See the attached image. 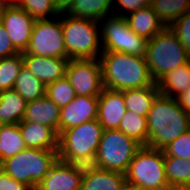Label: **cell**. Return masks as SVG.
Listing matches in <instances>:
<instances>
[{
    "label": "cell",
    "instance_id": "1",
    "mask_svg": "<svg viewBox=\"0 0 190 190\" xmlns=\"http://www.w3.org/2000/svg\"><path fill=\"white\" fill-rule=\"evenodd\" d=\"M99 59L106 89L123 91L157 85L145 57L123 52H102Z\"/></svg>",
    "mask_w": 190,
    "mask_h": 190
},
{
    "label": "cell",
    "instance_id": "2",
    "mask_svg": "<svg viewBox=\"0 0 190 190\" xmlns=\"http://www.w3.org/2000/svg\"><path fill=\"white\" fill-rule=\"evenodd\" d=\"M147 146L162 150L170 142L190 130V116L176 98L159 94L147 116Z\"/></svg>",
    "mask_w": 190,
    "mask_h": 190
},
{
    "label": "cell",
    "instance_id": "3",
    "mask_svg": "<svg viewBox=\"0 0 190 190\" xmlns=\"http://www.w3.org/2000/svg\"><path fill=\"white\" fill-rule=\"evenodd\" d=\"M61 25L69 59L100 58L102 46L98 21L73 17L62 10Z\"/></svg>",
    "mask_w": 190,
    "mask_h": 190
},
{
    "label": "cell",
    "instance_id": "4",
    "mask_svg": "<svg viewBox=\"0 0 190 190\" xmlns=\"http://www.w3.org/2000/svg\"><path fill=\"white\" fill-rule=\"evenodd\" d=\"M145 58L156 83L169 71L190 62V55L169 27L148 40Z\"/></svg>",
    "mask_w": 190,
    "mask_h": 190
},
{
    "label": "cell",
    "instance_id": "5",
    "mask_svg": "<svg viewBox=\"0 0 190 190\" xmlns=\"http://www.w3.org/2000/svg\"><path fill=\"white\" fill-rule=\"evenodd\" d=\"M58 159V150L26 148L0 163V167L16 181L37 186Z\"/></svg>",
    "mask_w": 190,
    "mask_h": 190
},
{
    "label": "cell",
    "instance_id": "6",
    "mask_svg": "<svg viewBox=\"0 0 190 190\" xmlns=\"http://www.w3.org/2000/svg\"><path fill=\"white\" fill-rule=\"evenodd\" d=\"M125 179L142 190H164L168 187L163 150L142 146L130 162Z\"/></svg>",
    "mask_w": 190,
    "mask_h": 190
},
{
    "label": "cell",
    "instance_id": "7",
    "mask_svg": "<svg viewBox=\"0 0 190 190\" xmlns=\"http://www.w3.org/2000/svg\"><path fill=\"white\" fill-rule=\"evenodd\" d=\"M100 41L102 52H123L145 57L148 40L135 34L125 17L111 14L101 21Z\"/></svg>",
    "mask_w": 190,
    "mask_h": 190
},
{
    "label": "cell",
    "instance_id": "8",
    "mask_svg": "<svg viewBox=\"0 0 190 190\" xmlns=\"http://www.w3.org/2000/svg\"><path fill=\"white\" fill-rule=\"evenodd\" d=\"M142 147L119 130H104L97 150L103 169L126 173L130 162Z\"/></svg>",
    "mask_w": 190,
    "mask_h": 190
},
{
    "label": "cell",
    "instance_id": "9",
    "mask_svg": "<svg viewBox=\"0 0 190 190\" xmlns=\"http://www.w3.org/2000/svg\"><path fill=\"white\" fill-rule=\"evenodd\" d=\"M60 18L35 20L27 49L22 54L68 58Z\"/></svg>",
    "mask_w": 190,
    "mask_h": 190
},
{
    "label": "cell",
    "instance_id": "10",
    "mask_svg": "<svg viewBox=\"0 0 190 190\" xmlns=\"http://www.w3.org/2000/svg\"><path fill=\"white\" fill-rule=\"evenodd\" d=\"M103 132L97 119L64 130L59 135L58 157H81L97 153Z\"/></svg>",
    "mask_w": 190,
    "mask_h": 190
},
{
    "label": "cell",
    "instance_id": "11",
    "mask_svg": "<svg viewBox=\"0 0 190 190\" xmlns=\"http://www.w3.org/2000/svg\"><path fill=\"white\" fill-rule=\"evenodd\" d=\"M65 77L79 96H99L104 89L99 58L69 59Z\"/></svg>",
    "mask_w": 190,
    "mask_h": 190
},
{
    "label": "cell",
    "instance_id": "12",
    "mask_svg": "<svg viewBox=\"0 0 190 190\" xmlns=\"http://www.w3.org/2000/svg\"><path fill=\"white\" fill-rule=\"evenodd\" d=\"M0 23L6 29L14 48L23 53L28 47L35 19L16 3H6L0 14Z\"/></svg>",
    "mask_w": 190,
    "mask_h": 190
},
{
    "label": "cell",
    "instance_id": "13",
    "mask_svg": "<svg viewBox=\"0 0 190 190\" xmlns=\"http://www.w3.org/2000/svg\"><path fill=\"white\" fill-rule=\"evenodd\" d=\"M60 134L69 128L79 126L98 117V96L76 97L60 108Z\"/></svg>",
    "mask_w": 190,
    "mask_h": 190
},
{
    "label": "cell",
    "instance_id": "14",
    "mask_svg": "<svg viewBox=\"0 0 190 190\" xmlns=\"http://www.w3.org/2000/svg\"><path fill=\"white\" fill-rule=\"evenodd\" d=\"M126 111L123 91L102 90L98 96L97 120L104 130H118Z\"/></svg>",
    "mask_w": 190,
    "mask_h": 190
},
{
    "label": "cell",
    "instance_id": "15",
    "mask_svg": "<svg viewBox=\"0 0 190 190\" xmlns=\"http://www.w3.org/2000/svg\"><path fill=\"white\" fill-rule=\"evenodd\" d=\"M24 66L45 86L65 77L69 58L22 54Z\"/></svg>",
    "mask_w": 190,
    "mask_h": 190
},
{
    "label": "cell",
    "instance_id": "16",
    "mask_svg": "<svg viewBox=\"0 0 190 190\" xmlns=\"http://www.w3.org/2000/svg\"><path fill=\"white\" fill-rule=\"evenodd\" d=\"M18 125L27 148L58 150L59 134L53 128L24 120Z\"/></svg>",
    "mask_w": 190,
    "mask_h": 190
},
{
    "label": "cell",
    "instance_id": "17",
    "mask_svg": "<svg viewBox=\"0 0 190 190\" xmlns=\"http://www.w3.org/2000/svg\"><path fill=\"white\" fill-rule=\"evenodd\" d=\"M82 179L65 161L57 159L37 186L42 190H81Z\"/></svg>",
    "mask_w": 190,
    "mask_h": 190
},
{
    "label": "cell",
    "instance_id": "18",
    "mask_svg": "<svg viewBox=\"0 0 190 190\" xmlns=\"http://www.w3.org/2000/svg\"><path fill=\"white\" fill-rule=\"evenodd\" d=\"M60 113V108L45 95L27 102L22 120L47 125L60 135Z\"/></svg>",
    "mask_w": 190,
    "mask_h": 190
},
{
    "label": "cell",
    "instance_id": "19",
    "mask_svg": "<svg viewBox=\"0 0 190 190\" xmlns=\"http://www.w3.org/2000/svg\"><path fill=\"white\" fill-rule=\"evenodd\" d=\"M125 18L130 29L147 40L152 39L157 33L166 28L153 11L151 5L140 8L128 14Z\"/></svg>",
    "mask_w": 190,
    "mask_h": 190
},
{
    "label": "cell",
    "instance_id": "20",
    "mask_svg": "<svg viewBox=\"0 0 190 190\" xmlns=\"http://www.w3.org/2000/svg\"><path fill=\"white\" fill-rule=\"evenodd\" d=\"M112 9L113 0H73L63 11L73 17L99 22L111 15Z\"/></svg>",
    "mask_w": 190,
    "mask_h": 190
},
{
    "label": "cell",
    "instance_id": "21",
    "mask_svg": "<svg viewBox=\"0 0 190 190\" xmlns=\"http://www.w3.org/2000/svg\"><path fill=\"white\" fill-rule=\"evenodd\" d=\"M159 94L158 85L123 90L126 109L137 115L147 117L154 100Z\"/></svg>",
    "mask_w": 190,
    "mask_h": 190
},
{
    "label": "cell",
    "instance_id": "22",
    "mask_svg": "<svg viewBox=\"0 0 190 190\" xmlns=\"http://www.w3.org/2000/svg\"><path fill=\"white\" fill-rule=\"evenodd\" d=\"M162 95L176 98L190 87V62L169 71L157 82Z\"/></svg>",
    "mask_w": 190,
    "mask_h": 190
},
{
    "label": "cell",
    "instance_id": "23",
    "mask_svg": "<svg viewBox=\"0 0 190 190\" xmlns=\"http://www.w3.org/2000/svg\"><path fill=\"white\" fill-rule=\"evenodd\" d=\"M27 102L14 90L0 92V122L19 124L24 116Z\"/></svg>",
    "mask_w": 190,
    "mask_h": 190
},
{
    "label": "cell",
    "instance_id": "24",
    "mask_svg": "<svg viewBox=\"0 0 190 190\" xmlns=\"http://www.w3.org/2000/svg\"><path fill=\"white\" fill-rule=\"evenodd\" d=\"M125 181L124 173L102 169L83 177L81 190H120Z\"/></svg>",
    "mask_w": 190,
    "mask_h": 190
},
{
    "label": "cell",
    "instance_id": "25",
    "mask_svg": "<svg viewBox=\"0 0 190 190\" xmlns=\"http://www.w3.org/2000/svg\"><path fill=\"white\" fill-rule=\"evenodd\" d=\"M18 124H3L0 129V163L26 149Z\"/></svg>",
    "mask_w": 190,
    "mask_h": 190
},
{
    "label": "cell",
    "instance_id": "26",
    "mask_svg": "<svg viewBox=\"0 0 190 190\" xmlns=\"http://www.w3.org/2000/svg\"><path fill=\"white\" fill-rule=\"evenodd\" d=\"M26 101H34L45 96V84L36 78L24 65L21 68L13 88Z\"/></svg>",
    "mask_w": 190,
    "mask_h": 190
},
{
    "label": "cell",
    "instance_id": "27",
    "mask_svg": "<svg viewBox=\"0 0 190 190\" xmlns=\"http://www.w3.org/2000/svg\"><path fill=\"white\" fill-rule=\"evenodd\" d=\"M150 5L163 25L168 28L190 9V0H153Z\"/></svg>",
    "mask_w": 190,
    "mask_h": 190
},
{
    "label": "cell",
    "instance_id": "28",
    "mask_svg": "<svg viewBox=\"0 0 190 190\" xmlns=\"http://www.w3.org/2000/svg\"><path fill=\"white\" fill-rule=\"evenodd\" d=\"M164 169L169 186L190 187V159L164 154Z\"/></svg>",
    "mask_w": 190,
    "mask_h": 190
},
{
    "label": "cell",
    "instance_id": "29",
    "mask_svg": "<svg viewBox=\"0 0 190 190\" xmlns=\"http://www.w3.org/2000/svg\"><path fill=\"white\" fill-rule=\"evenodd\" d=\"M119 131H122L128 137L133 138L142 146L148 143V122L147 117L137 115L127 110L124 117L120 121Z\"/></svg>",
    "mask_w": 190,
    "mask_h": 190
},
{
    "label": "cell",
    "instance_id": "30",
    "mask_svg": "<svg viewBox=\"0 0 190 190\" xmlns=\"http://www.w3.org/2000/svg\"><path fill=\"white\" fill-rule=\"evenodd\" d=\"M17 4L35 20L52 19L62 12L55 0H20Z\"/></svg>",
    "mask_w": 190,
    "mask_h": 190
},
{
    "label": "cell",
    "instance_id": "31",
    "mask_svg": "<svg viewBox=\"0 0 190 190\" xmlns=\"http://www.w3.org/2000/svg\"><path fill=\"white\" fill-rule=\"evenodd\" d=\"M23 65L22 53L0 59V92L14 88Z\"/></svg>",
    "mask_w": 190,
    "mask_h": 190
},
{
    "label": "cell",
    "instance_id": "32",
    "mask_svg": "<svg viewBox=\"0 0 190 190\" xmlns=\"http://www.w3.org/2000/svg\"><path fill=\"white\" fill-rule=\"evenodd\" d=\"M45 95L59 108L65 107L76 97L75 90L66 77L46 85Z\"/></svg>",
    "mask_w": 190,
    "mask_h": 190
},
{
    "label": "cell",
    "instance_id": "33",
    "mask_svg": "<svg viewBox=\"0 0 190 190\" xmlns=\"http://www.w3.org/2000/svg\"><path fill=\"white\" fill-rule=\"evenodd\" d=\"M58 159L65 161L82 178L103 169L97 153H91L81 157H58Z\"/></svg>",
    "mask_w": 190,
    "mask_h": 190
},
{
    "label": "cell",
    "instance_id": "34",
    "mask_svg": "<svg viewBox=\"0 0 190 190\" xmlns=\"http://www.w3.org/2000/svg\"><path fill=\"white\" fill-rule=\"evenodd\" d=\"M162 150L167 156L190 159V130L170 142Z\"/></svg>",
    "mask_w": 190,
    "mask_h": 190
},
{
    "label": "cell",
    "instance_id": "35",
    "mask_svg": "<svg viewBox=\"0 0 190 190\" xmlns=\"http://www.w3.org/2000/svg\"><path fill=\"white\" fill-rule=\"evenodd\" d=\"M169 29L178 37L180 43L190 55V9L178 18Z\"/></svg>",
    "mask_w": 190,
    "mask_h": 190
},
{
    "label": "cell",
    "instance_id": "36",
    "mask_svg": "<svg viewBox=\"0 0 190 190\" xmlns=\"http://www.w3.org/2000/svg\"><path fill=\"white\" fill-rule=\"evenodd\" d=\"M113 3V9L115 10V12L113 10V14L123 17L127 16L132 12H135L140 8L147 7L150 5L149 0H113Z\"/></svg>",
    "mask_w": 190,
    "mask_h": 190
},
{
    "label": "cell",
    "instance_id": "37",
    "mask_svg": "<svg viewBox=\"0 0 190 190\" xmlns=\"http://www.w3.org/2000/svg\"><path fill=\"white\" fill-rule=\"evenodd\" d=\"M18 53L19 52L14 48L6 29L0 23V59L10 57Z\"/></svg>",
    "mask_w": 190,
    "mask_h": 190
},
{
    "label": "cell",
    "instance_id": "38",
    "mask_svg": "<svg viewBox=\"0 0 190 190\" xmlns=\"http://www.w3.org/2000/svg\"><path fill=\"white\" fill-rule=\"evenodd\" d=\"M25 183L16 181L0 167V190H29Z\"/></svg>",
    "mask_w": 190,
    "mask_h": 190
},
{
    "label": "cell",
    "instance_id": "39",
    "mask_svg": "<svg viewBox=\"0 0 190 190\" xmlns=\"http://www.w3.org/2000/svg\"><path fill=\"white\" fill-rule=\"evenodd\" d=\"M179 106L190 116V87L176 97Z\"/></svg>",
    "mask_w": 190,
    "mask_h": 190
},
{
    "label": "cell",
    "instance_id": "40",
    "mask_svg": "<svg viewBox=\"0 0 190 190\" xmlns=\"http://www.w3.org/2000/svg\"><path fill=\"white\" fill-rule=\"evenodd\" d=\"M120 190H142V189L136 185L130 184L125 181Z\"/></svg>",
    "mask_w": 190,
    "mask_h": 190
},
{
    "label": "cell",
    "instance_id": "41",
    "mask_svg": "<svg viewBox=\"0 0 190 190\" xmlns=\"http://www.w3.org/2000/svg\"><path fill=\"white\" fill-rule=\"evenodd\" d=\"M61 10H64L73 0H55Z\"/></svg>",
    "mask_w": 190,
    "mask_h": 190
},
{
    "label": "cell",
    "instance_id": "42",
    "mask_svg": "<svg viewBox=\"0 0 190 190\" xmlns=\"http://www.w3.org/2000/svg\"><path fill=\"white\" fill-rule=\"evenodd\" d=\"M164 190H190L189 186H168Z\"/></svg>",
    "mask_w": 190,
    "mask_h": 190
},
{
    "label": "cell",
    "instance_id": "43",
    "mask_svg": "<svg viewBox=\"0 0 190 190\" xmlns=\"http://www.w3.org/2000/svg\"><path fill=\"white\" fill-rule=\"evenodd\" d=\"M6 2L4 0H0V14L2 12L3 7L5 6Z\"/></svg>",
    "mask_w": 190,
    "mask_h": 190
},
{
    "label": "cell",
    "instance_id": "44",
    "mask_svg": "<svg viewBox=\"0 0 190 190\" xmlns=\"http://www.w3.org/2000/svg\"><path fill=\"white\" fill-rule=\"evenodd\" d=\"M20 0H6V3H18Z\"/></svg>",
    "mask_w": 190,
    "mask_h": 190
},
{
    "label": "cell",
    "instance_id": "45",
    "mask_svg": "<svg viewBox=\"0 0 190 190\" xmlns=\"http://www.w3.org/2000/svg\"><path fill=\"white\" fill-rule=\"evenodd\" d=\"M29 190H42V189L38 186H33V187H30Z\"/></svg>",
    "mask_w": 190,
    "mask_h": 190
}]
</instances>
